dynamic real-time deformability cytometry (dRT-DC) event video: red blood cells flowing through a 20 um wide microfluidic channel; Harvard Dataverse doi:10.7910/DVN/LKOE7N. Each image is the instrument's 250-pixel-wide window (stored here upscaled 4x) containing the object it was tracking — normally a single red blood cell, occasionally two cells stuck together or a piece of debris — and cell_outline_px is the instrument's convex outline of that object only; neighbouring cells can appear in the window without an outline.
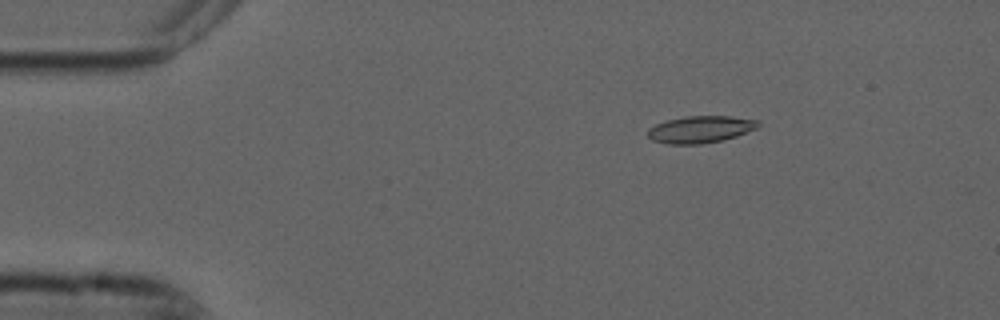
{"species": "common noctule bat (a hibernating species)", "species_latin": "Nyctalus noctula", "temperature_condition": "cold", "stored_images_in_passage": 54, "camera_frame_rate_fps": 3000, "um_per_image_px": 0.085, "animal": {"sex": "male", "forearm_length_mm": 52.5}, "frame": {"image": 1, "passage_image": 8, "time_ms": 2.333, "image_size_px": [1000, 320], "cell_outline_px": [[760, 124], [756, 128], [736, 136], [724, 140], [700, 144], [668, 144], [652, 140], [648, 136], [648, 128], [656, 124], [668, 120], [684, 116], [732, 116], [760, 120]], "centroid_in_image_um": [59.55, 10.99], "position_along_channel_um": 25.5, "area_um2": 17.4}}
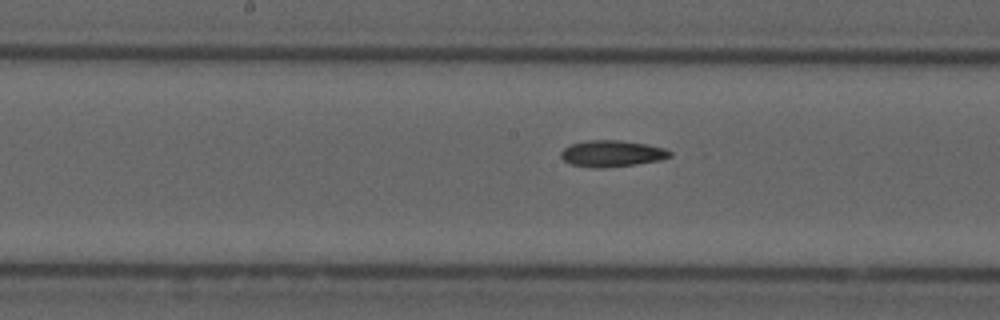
{"frame": {"image": 2, "passage_image": 27, "time_ms": 8.667, "image_size_px": [1000, 320], "cell_outline_px": [[672, 156], [660, 160], [632, 164], [600, 168], [592, 168], [572, 164], [564, 160], [560, 156], [560, 152], [564, 148], [572, 144], [588, 140], [620, 140], [648, 144], [664, 148], [672, 152]], "centroid_in_image_um": [52.01, 13.04], "position_along_channel_um": 196.2, "area_um2": 16.65}}
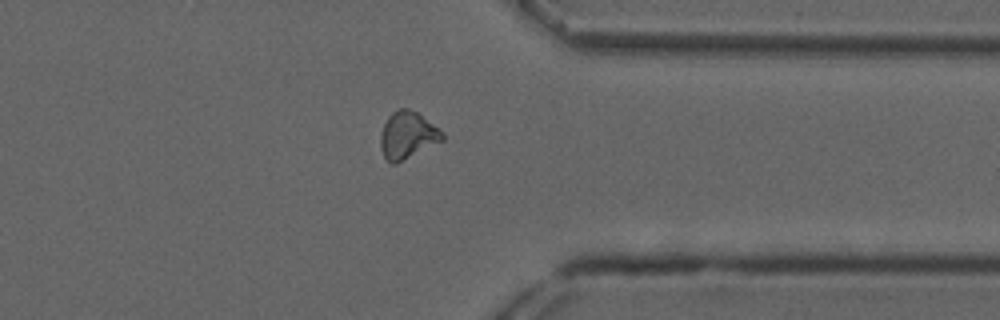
{"frame": {"image": 3, "passage_image": 42, "time_ms": 13.667, "image_size_px": [1000, 320], "cell_outline_px": [[444, 140], [396, 164], [392, 164], [384, 156], [380, 148], [380, 136], [384, 124], [388, 116], [392, 112], [400, 108], [408, 108], [416, 112], [444, 132]], "centroid_in_image_um": [34.64, 11.5], "position_along_channel_um": 376.8, "area_um2": 16.94}}